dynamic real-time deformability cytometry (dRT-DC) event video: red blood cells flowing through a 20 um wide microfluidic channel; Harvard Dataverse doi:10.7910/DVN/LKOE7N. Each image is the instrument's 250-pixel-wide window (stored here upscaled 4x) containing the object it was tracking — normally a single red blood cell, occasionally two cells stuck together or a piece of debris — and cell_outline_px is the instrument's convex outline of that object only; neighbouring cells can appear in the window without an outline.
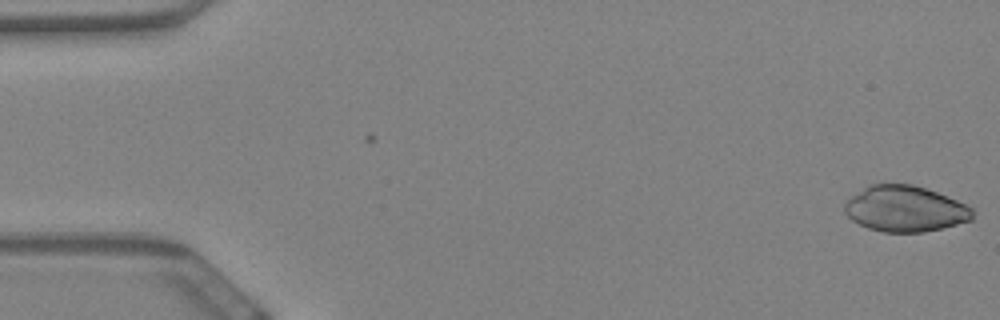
{"species": "Egyptian fruit bat (a non-hibernating species)", "species_latin": "Rousettus aegyptiacus", "temperature_condition": "warm", "stored_images_in_passage": 5, "camera_frame_rate_fps": 3000, "um_per_image_px": 0.085, "animal": {"sex": "female"}, "frame": {"image": 1, "passage_image": 5, "time_ms": 1.333, "image_size_px": [1000, 320], "cell_outline_px": [[972, 220], [924, 232], [884, 232], [868, 228], [852, 220], [844, 212], [844, 204], [852, 196], [864, 188], [872, 184], [912, 184], [936, 192], [956, 200], [972, 208]], "centroid_in_image_um": [76.91, 17.75], "position_along_channel_um": 8.1, "area_um2": 33.76}}